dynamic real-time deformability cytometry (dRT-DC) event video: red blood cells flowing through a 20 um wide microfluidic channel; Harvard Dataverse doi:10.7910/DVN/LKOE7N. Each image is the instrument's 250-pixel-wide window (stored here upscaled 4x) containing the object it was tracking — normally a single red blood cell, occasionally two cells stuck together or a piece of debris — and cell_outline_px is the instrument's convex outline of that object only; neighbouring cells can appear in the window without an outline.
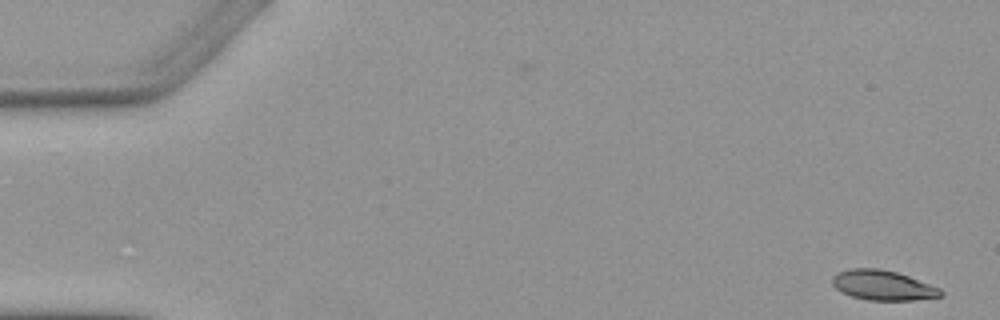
{"species": "Egyptian fruit bat (a non-hibernating species)", "species_latin": "Rousettus aegyptiacus", "temperature_condition": "warm", "stored_images_in_passage": 3, "segment_of_instrument_passage": [2, 2], "camera_frame_rate_fps": 3000, "um_per_image_px": 0.085, "animal": {"sex": "female"}, "frame": {"image": 1, "passage_image": 3, "time_ms": 2.667, "image_size_px": [1000, 320], "cell_outline_px": [[944, 296], [916, 300], [868, 300], [852, 296], [840, 292], [832, 284], [832, 276], [848, 268], [880, 268], [896, 272], [908, 276], [940, 288], [944, 292]], "centroid_in_image_um": [75.05, 24.25], "position_along_channel_um": 10.0, "area_um2": 18.96}}